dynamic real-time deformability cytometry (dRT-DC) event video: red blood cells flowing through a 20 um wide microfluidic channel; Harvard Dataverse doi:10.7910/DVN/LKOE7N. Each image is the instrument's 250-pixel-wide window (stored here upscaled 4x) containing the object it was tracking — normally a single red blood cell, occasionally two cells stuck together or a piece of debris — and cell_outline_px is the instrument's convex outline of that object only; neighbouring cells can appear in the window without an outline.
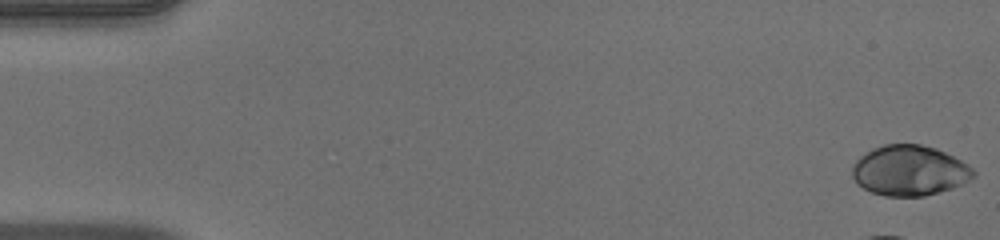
{"species": "human", "species_latin": "Homo sapiens", "temperature_condition": "warm", "stored_images_in_passage": 9, "camera_frame_rate_fps": 3000, "um_per_image_px": 0.085, "donor": {"sex": "male"}, "frame": {"image": 1, "passage_image": 1, "time_ms": 0.0, "image_size_px": [1000, 240], "cell_outline_px": [[976, 176], [952, 188], [924, 196], [884, 196], [872, 192], [856, 184], [852, 176], [852, 168], [856, 160], [864, 152], [872, 148], [884, 144], [920, 144], [936, 148], [968, 164], [976, 172]], "centroid_in_image_um": [77.28, 14.49], "position_along_channel_um": 7.7, "area_um2": 35.6}}